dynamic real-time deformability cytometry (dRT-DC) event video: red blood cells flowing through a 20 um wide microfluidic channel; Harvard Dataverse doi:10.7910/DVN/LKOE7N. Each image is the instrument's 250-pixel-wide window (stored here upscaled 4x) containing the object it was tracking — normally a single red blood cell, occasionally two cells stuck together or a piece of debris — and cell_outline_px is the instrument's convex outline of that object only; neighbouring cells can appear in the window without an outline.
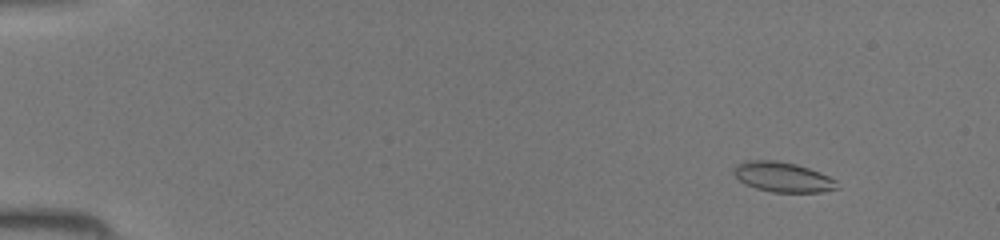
{"species": "common noctule bat (a hibernating species)", "species_latin": "Nyctalus noctula", "temperature_condition": "room temperature", "stored_images_in_passage": 46, "camera_frame_rate_fps": 3000, "um_per_image_px": 0.085, "animal": {"sex": "female", "body_mass_g": 19.5, "forearm_length_mm": 54.1}, "frame": {"image": 1, "passage_image": 6, "time_ms": 1.667, "image_size_px": [1000, 240], "cell_outline_px": [[840, 188], [820, 192], [772, 192], [756, 188], [744, 184], [732, 172], [744, 160], [772, 160], [796, 164], [820, 172], [836, 180]], "centroid_in_image_um": [66.56, 15.05], "position_along_channel_um": 18.4, "area_um2": 17.92}}
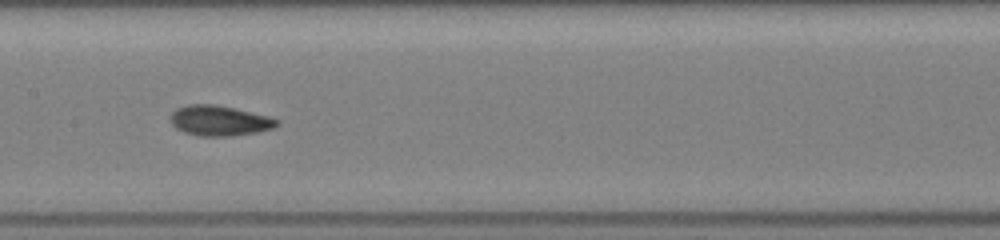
{"frame": {"image": 2, "passage_image": 25, "time_ms": 8.0, "image_size_px": [1000, 240], "cell_outline_px": [[280, 124], [272, 128], [256, 132], [232, 136], [200, 136], [184, 132], [176, 128], [172, 124], [172, 112], [176, 108], [188, 104], [216, 104], [268, 116], [280, 120]], "centroid_in_image_um": [18.66, 10.25], "position_along_channel_um": 188.7, "area_um2": 18.67}}
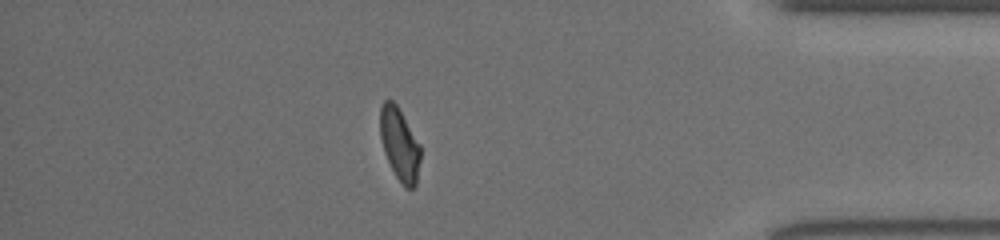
{"frame": {"image": 3, "passage_image": 41, "time_ms": 13.333, "image_size_px": [1000, 240], "cell_outline_px": [[420, 160], [416, 184], [412, 188], [404, 188], [396, 176], [384, 152], [380, 136], [380, 108], [384, 100], [392, 100], [396, 104], [420, 144]], "centroid_in_image_um": [33.96, 12.26], "position_along_channel_um": 401.2, "area_um2": 16.88}}